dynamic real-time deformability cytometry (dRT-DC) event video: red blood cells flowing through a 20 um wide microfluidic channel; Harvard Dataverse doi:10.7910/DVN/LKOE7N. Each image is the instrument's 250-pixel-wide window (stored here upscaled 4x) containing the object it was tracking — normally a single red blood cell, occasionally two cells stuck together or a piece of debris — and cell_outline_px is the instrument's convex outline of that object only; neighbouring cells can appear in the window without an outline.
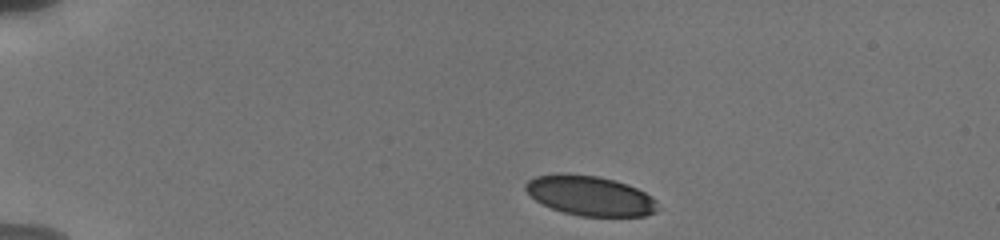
{"species": "human", "species_latin": "Homo sapiens", "temperature_condition": "cold", "stored_images_in_passage": 38, "camera_frame_rate_fps": 3000, "um_per_image_px": 0.085, "donor": {"sex": "male"}, "frame": {"image": 1, "passage_image": 1, "time_ms": 0.0, "image_size_px": [1000, 240], "cell_outline_px": [[660, 208], [656, 212], [644, 216], [580, 216], [564, 212], [552, 208], [536, 200], [524, 188], [524, 184], [528, 180], [536, 176], [560, 172], [568, 172], [596, 176], [628, 184], [652, 196], [656, 200]], "centroid_in_image_um": [50.16, 16.62], "position_along_channel_um": 34.8, "area_um2": 30.81}}
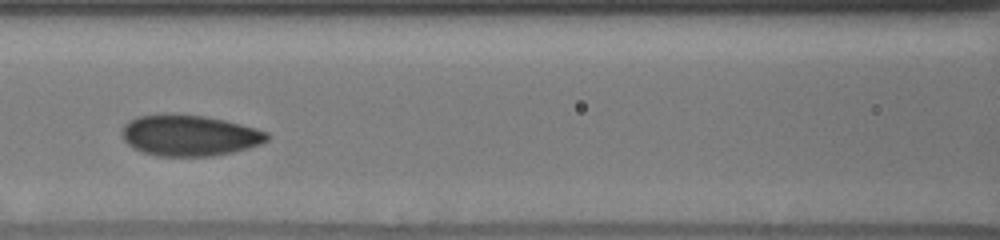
{"frame": {"image": 2, "passage_image": 13, "time_ms": 5.0, "image_size_px": [1000, 240], "cell_outline_px": [[272, 136], [268, 140], [260, 144], [248, 148], [232, 152], [212, 156], [156, 156], [132, 148], [124, 140], [124, 124], [128, 120], [136, 116], [164, 112], [204, 116], [224, 120], [256, 128], [268, 132]], "centroid_in_image_um": [16.1, 11.49], "position_along_channel_um": 150.5, "area_um2": 35.03}}
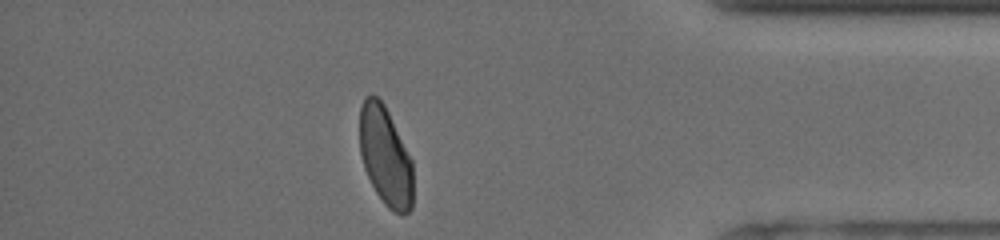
{"frame": {"image": 3, "passage_image": 34, "time_ms": 12.333, "image_size_px": [1000, 240], "cell_outline_px": [[412, 208], [404, 216], [388, 208], [384, 204], [376, 192], [364, 168], [360, 152], [360, 108], [364, 96], [372, 92], [384, 104], [412, 160]], "centroid_in_image_um": [32.75, 13.27], "position_along_channel_um": 402.5, "area_um2": 30.81}, "authors_computed_cell_mechanics": {"area_um2": 33.7263, "velocity_mm_per_s": 3.7763, "shape_relaxation_time_tau1_ms": 5.5933, "shape_relaxation_time_tau2_ms": 0.7084, "deformation_change_tau1": 0.1311, "deformation_change_tau2": 0.0434}}